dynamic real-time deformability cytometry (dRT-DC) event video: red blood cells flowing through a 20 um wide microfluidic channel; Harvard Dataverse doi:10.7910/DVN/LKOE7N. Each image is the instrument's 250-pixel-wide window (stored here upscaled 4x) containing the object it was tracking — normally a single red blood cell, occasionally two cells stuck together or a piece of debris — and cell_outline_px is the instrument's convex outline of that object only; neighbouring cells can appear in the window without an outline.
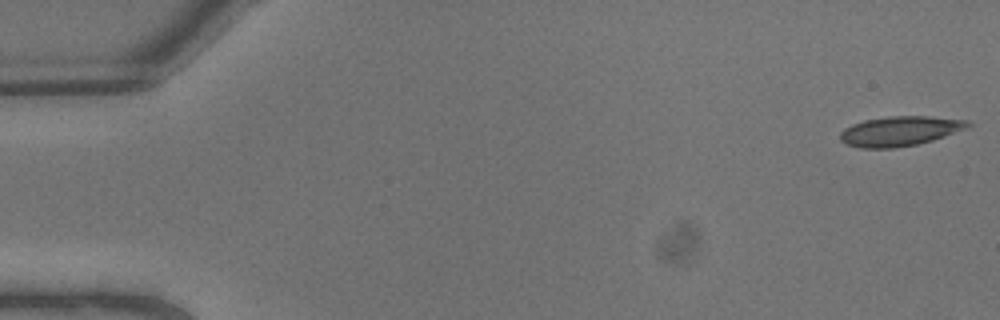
{"species": "common noctule bat (a hibernating species)", "species_latin": "Nyctalus noctula", "temperature_condition": "warm", "stored_images_in_passage": 7, "camera_frame_rate_fps": 3000, "um_per_image_px": 0.085, "animal": {"sex": "male", "body_mass_g": 13.3}, "frame": {"image": 1, "passage_image": 1, "time_ms": 0.0, "image_size_px": [1000, 320], "cell_outline_px": [[972, 124], [968, 128], [932, 140], [916, 144], [892, 148], [860, 148], [848, 144], [840, 140], [840, 132], [844, 128], [852, 124], [864, 120], [888, 116], [928, 116], [968, 120]], "centroid_in_image_um": [76.49, 11.13], "position_along_channel_um": 8.5, "area_um2": 22.08}}
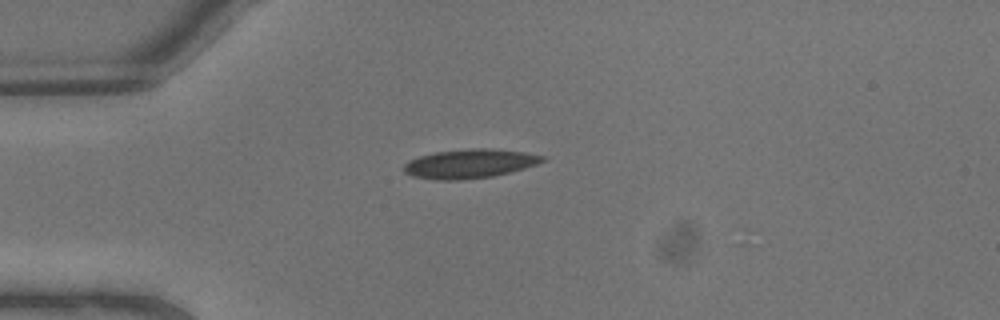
{"frame": {"image": 2, "passage_image": 6, "time_ms": 1.667, "image_size_px": [1000, 320], "cell_outline_px": [[548, 160], [524, 168], [492, 176], [460, 180], [436, 180], [412, 176], [404, 172], [404, 164], [408, 160], [420, 156], [436, 152], [472, 148], [488, 148], [524, 152], [544, 156]], "centroid_in_image_um": [39.91, 13.91], "position_along_channel_um": 45.1, "area_um2": 23.35}}